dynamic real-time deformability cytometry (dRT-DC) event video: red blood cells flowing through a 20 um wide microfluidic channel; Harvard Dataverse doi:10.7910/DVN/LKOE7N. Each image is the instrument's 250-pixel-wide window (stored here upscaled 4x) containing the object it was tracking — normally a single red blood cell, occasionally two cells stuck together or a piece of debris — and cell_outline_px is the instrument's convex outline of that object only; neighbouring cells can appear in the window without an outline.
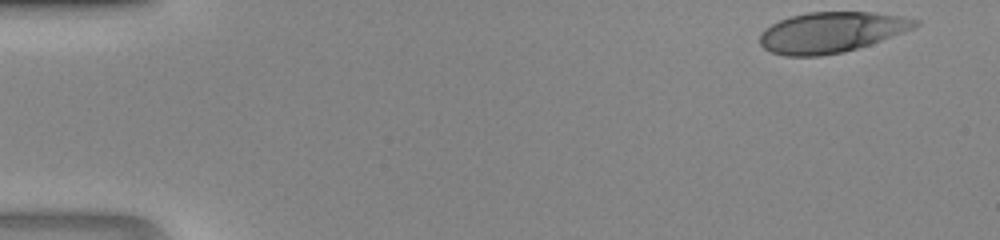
{"species": "human", "species_latin": "Homo sapiens", "temperature_condition": "room temperature", "stored_images_in_passage": 36, "camera_frame_rate_fps": 3000, "um_per_image_px": 0.085, "donor": {"sex": "male"}, "frame": {"image": 1, "passage_image": 1, "time_ms": 0.0, "image_size_px": [1000, 240], "cell_outline_px": [[920, 24], [912, 28], [880, 40], [856, 48], [840, 52], [820, 56], [784, 56], [772, 52], [764, 48], [760, 44], [760, 32], [764, 28], [780, 20], [792, 16], [808, 12], [868, 12], [900, 16], [920, 20]], "centroid_in_image_um": [70.6, 2.74], "position_along_channel_um": 14.4, "area_um2": 36.18}}
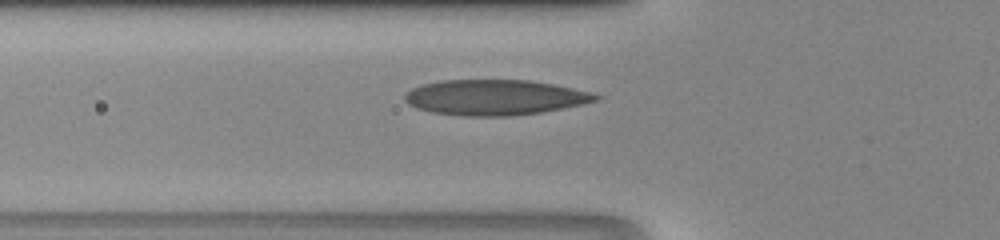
{"frame": {"image": 2, "passage_image": 15, "time_ms": 4.667, "image_size_px": [1000, 240], "cell_outline_px": [[604, 96], [596, 100], [584, 104], [540, 112], [512, 116], [460, 116], [432, 112], [416, 108], [408, 104], [404, 100], [404, 96], [412, 88], [420, 84], [440, 80], [528, 80], [552, 84], [592, 92]], "centroid_in_image_um": [42.04, 8.28], "position_along_channel_um": 83.8, "area_um2": 39.54}}
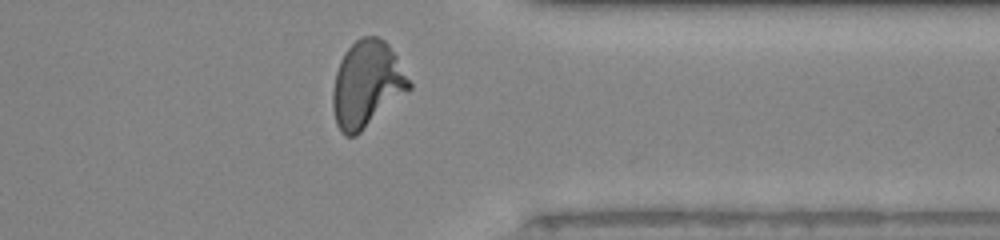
{"frame": {"image": 3, "passage_image": 35, "time_ms": 11.333, "image_size_px": [1000, 240], "cell_outline_px": [[412, 88], [408, 92], [356, 136], [344, 136], [340, 132], [336, 124], [332, 108], [332, 92], [336, 72], [340, 60], [344, 52], [360, 36], [376, 36], [384, 40], [388, 44], [396, 56], [412, 84]], "centroid_in_image_um": [31.17, 7.18], "position_along_channel_um": 380.2, "area_um2": 38.61}}